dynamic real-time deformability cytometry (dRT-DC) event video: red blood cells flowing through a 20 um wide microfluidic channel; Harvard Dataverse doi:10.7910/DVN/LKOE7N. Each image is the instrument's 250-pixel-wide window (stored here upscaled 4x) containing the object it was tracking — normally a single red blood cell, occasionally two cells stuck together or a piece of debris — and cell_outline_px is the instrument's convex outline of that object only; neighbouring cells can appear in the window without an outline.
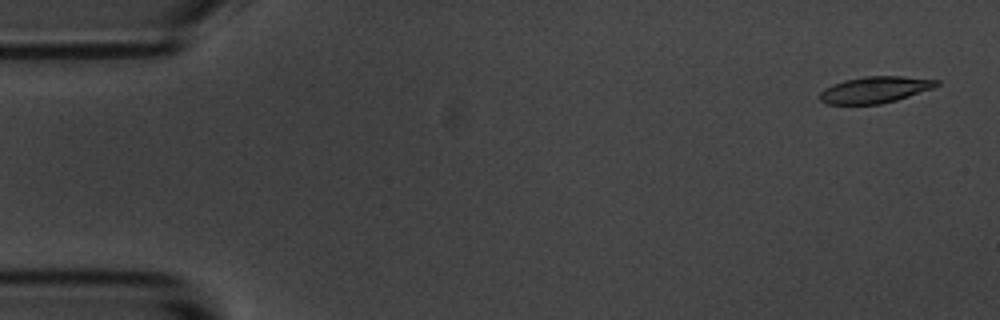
{"species": "common noctule bat (a hibernating species)", "species_latin": "Nyctalus noctula", "temperature_condition": "room temperature", "stored_images_in_passage": 55, "camera_frame_rate_fps": 3000, "um_per_image_px": 0.085, "animal": {"sex": "male", "body_mass_g": 20.1, "forearm_length_mm": 53.5}, "frame": {"image": 1, "passage_image": 2, "time_ms": 0.333, "image_size_px": [1000, 320], "cell_outline_px": [[940, 84], [932, 88], [896, 100], [880, 104], [824, 104], [820, 100], [820, 92], [824, 88], [832, 84], [844, 80], [864, 76], [904, 76], [940, 80]], "centroid_in_image_um": [74.35, 7.62], "position_along_channel_um": 10.7, "area_um2": 18.03}}
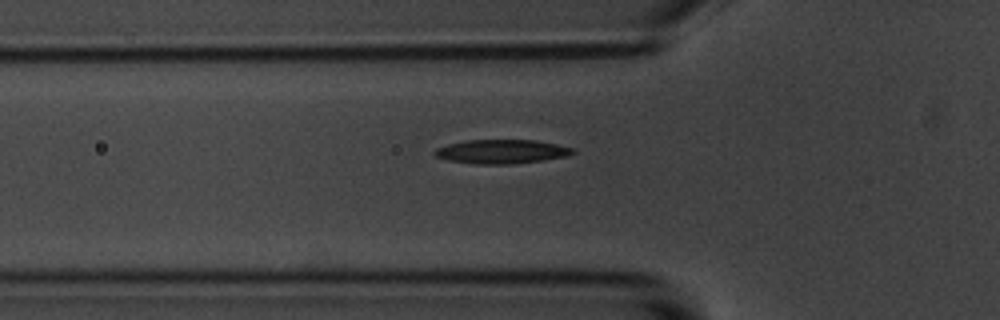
{"frame": {"image": 2, "passage_image": 18, "time_ms": 5.667, "image_size_px": [1000, 320], "cell_outline_px": [[576, 152], [568, 156], [544, 160], [512, 164], [472, 164], [448, 160], [436, 156], [432, 152], [436, 148], [448, 144], [468, 140], [536, 140], [556, 144], [572, 148]], "centroid_in_image_um": [42.63, 12.89], "position_along_channel_um": 83.2, "area_um2": 19.36}}
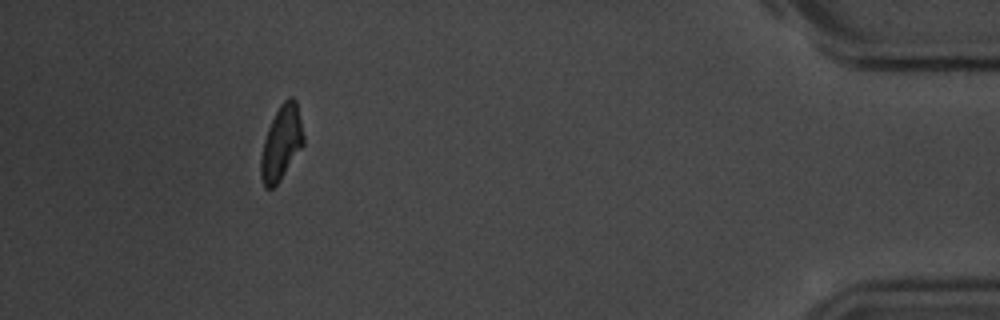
{"frame": {"image": 3, "passage_image": 50, "time_ms": 16.333, "image_size_px": [1000, 320], "cell_outline_px": [[304, 144], [280, 180], [272, 188], [264, 188], [260, 176], [260, 156], [264, 140], [268, 128], [280, 104], [288, 96], [292, 96], [296, 100], [304, 136]], "centroid_in_image_um": [23.9, 12.15], "position_along_channel_um": 411.3, "area_um2": 18.44}, "authors_computed_cell_mechanics": {"area_um2": 19.0162, "velocity_mm_per_s": 3.6349, "shape_relaxation_time_tau1_ms": 3.8098, "shape_relaxation_time_tau2_ms": 3.629, "deformation_change_tau1": 0.1586, "deformation_change_tau2": 0.1056}}